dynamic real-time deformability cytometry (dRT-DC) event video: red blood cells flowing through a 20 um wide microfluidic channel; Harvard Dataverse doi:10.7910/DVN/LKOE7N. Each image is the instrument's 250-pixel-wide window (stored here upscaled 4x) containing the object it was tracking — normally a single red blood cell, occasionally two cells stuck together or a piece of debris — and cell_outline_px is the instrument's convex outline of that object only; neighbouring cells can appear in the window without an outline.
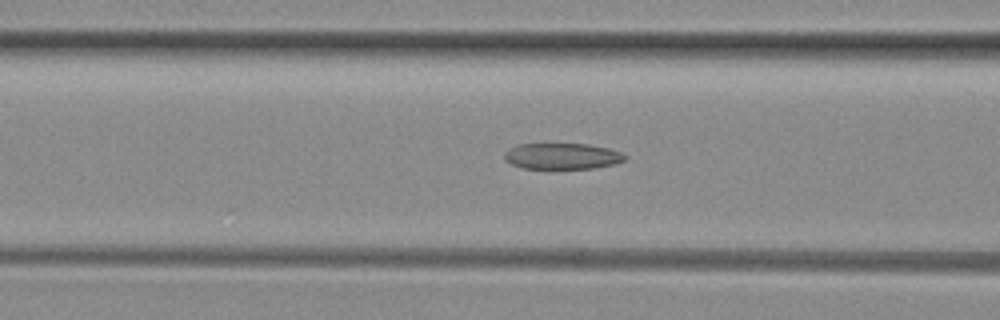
{"species": "common noctule bat (a hibernating species)", "species_latin": "Nyctalus noctula", "temperature_condition": "room temperature", "stored_images_in_passage": 36, "camera_frame_rate_fps": 3000, "um_per_image_px": 0.085, "animal": {"sex": "female", "body_mass_g": 29.2, "forearm_length_mm": 56.3}, "frame": {"image": 1, "passage_image": 8, "time_ms": 2.333, "image_size_px": [1000, 320], "cell_outline_px": [[628, 156], [624, 160], [612, 164], [592, 168], [524, 168], [512, 164], [504, 160], [504, 152], [516, 144], [588, 144], [608, 148], [620, 152]], "centroid_in_image_um": [47.75, 13.26], "position_along_channel_um": 118.8, "area_um2": 18.15}}
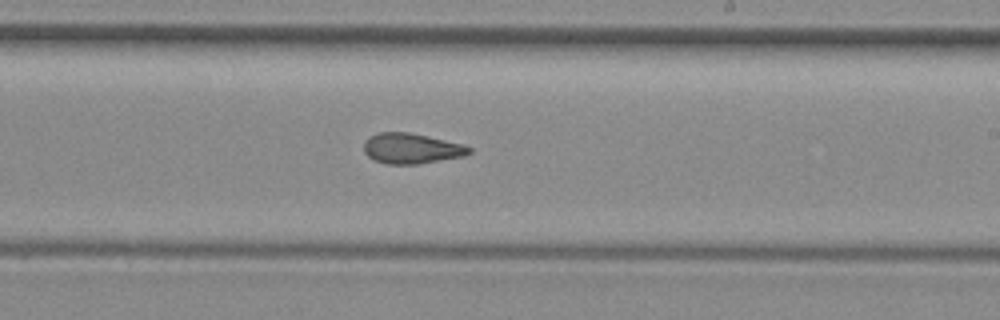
{"frame": {"image": 2, "passage_image": 18, "time_ms": 5.667, "image_size_px": [1000, 320], "cell_outline_px": [[472, 152], [464, 156], [416, 164], [384, 164], [368, 156], [364, 152], [364, 144], [368, 136], [380, 132], [408, 132], [428, 136], [464, 144], [472, 148]], "centroid_in_image_um": [34.98, 12.61], "position_along_channel_um": 254.0, "area_um2": 18.67}}
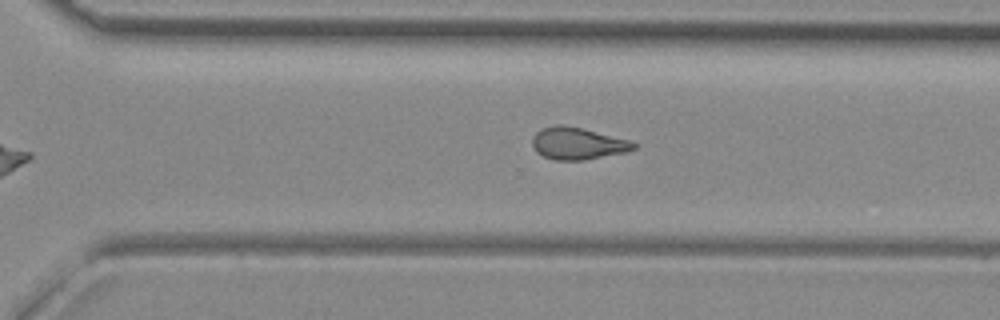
{"frame": {"image": 3, "passage_image": 23, "time_ms": 7.333, "image_size_px": [1000, 320], "cell_outline_px": [[636, 148], [624, 152], [584, 160], [556, 160], [544, 156], [536, 152], [532, 144], [532, 136], [536, 132], [544, 128], [556, 124], [564, 124], [628, 140], [636, 144]], "centroid_in_image_um": [49.05, 12.19], "position_along_channel_um": 321.6, "area_um2": 18.61}, "authors_computed_cell_mechanics": {"area_um2": 19.0451, "velocity_mm_per_s": 4.0617, "shape_relaxation_time_tau1_ms": null, "shape_relaxation_time_tau2_ms": 1.0651, "deformation_change_tau1": null, "deformation_change_tau2": 0.0847}}